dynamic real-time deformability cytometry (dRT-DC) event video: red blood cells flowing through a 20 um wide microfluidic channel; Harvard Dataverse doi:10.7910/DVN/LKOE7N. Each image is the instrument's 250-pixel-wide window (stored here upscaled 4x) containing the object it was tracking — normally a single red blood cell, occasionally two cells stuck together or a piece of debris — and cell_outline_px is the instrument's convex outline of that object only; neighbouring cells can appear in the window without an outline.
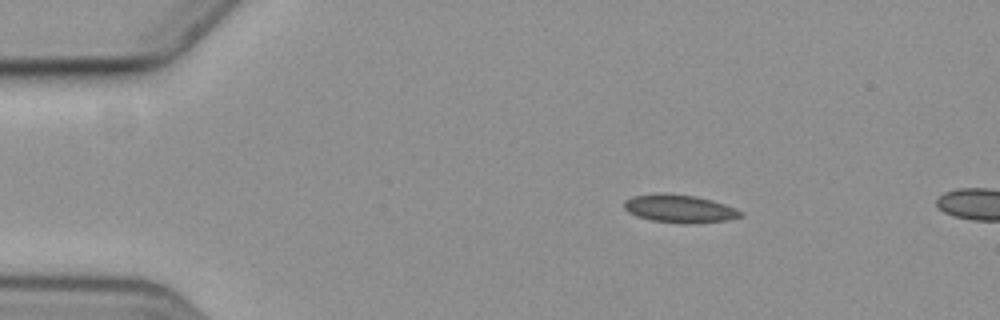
{"species": "common noctule bat (a hibernating species)", "species_latin": "Nyctalus noctula", "temperature_condition": "cold", "stored_images_in_passage": 2, "camera_frame_rate_fps": 3000, "um_per_image_px": 0.085, "animal": {"sex": "female", "body_mass_g": 19.3, "forearm_length_mm": 54.1}, "frame": {"image": 1, "passage_image": 1, "time_ms": 0.0, "image_size_px": [1000, 320], "cell_outline_px": [[744, 216], [728, 220], [696, 224], [680, 224], [652, 220], [636, 216], [628, 212], [624, 208], [624, 200], [632, 196], [696, 196], [712, 200], [736, 208], [744, 212]], "centroid_in_image_um": [57.85, 17.8], "position_along_channel_um": 27.2, "area_um2": 18.5}}